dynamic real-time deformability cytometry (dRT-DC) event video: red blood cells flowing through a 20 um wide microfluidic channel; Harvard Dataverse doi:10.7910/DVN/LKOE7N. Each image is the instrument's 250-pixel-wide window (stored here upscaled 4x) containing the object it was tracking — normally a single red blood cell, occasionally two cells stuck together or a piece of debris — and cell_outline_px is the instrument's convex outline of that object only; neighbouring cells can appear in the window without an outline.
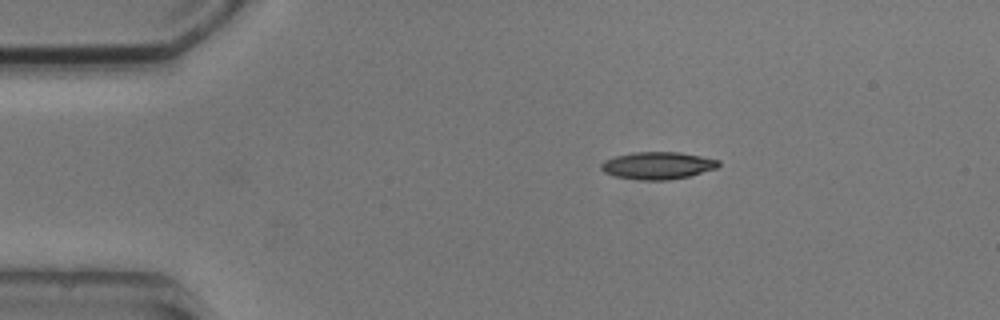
{"species": "common noctule bat (a hibernating species)", "species_latin": "Nyctalus noctula", "temperature_condition": "cold", "stored_images_in_passage": 4, "camera_frame_rate_fps": 3000, "um_per_image_px": 0.085, "animal": {"sex": "male", "body_mass_g": 20.5, "forearm_length_mm": 52.5}, "frame": {"image": 1, "passage_image": 4, "time_ms": 3.333, "image_size_px": [1000, 320], "cell_outline_px": [[720, 164], [716, 168], [688, 176], [668, 180], [640, 180], [616, 176], [604, 172], [600, 168], [600, 164], [604, 160], [616, 156], [632, 152], [680, 152], [720, 160]], "centroid_in_image_um": [55.88, 14.06], "position_along_channel_um": 29.1, "area_um2": 18.61}}